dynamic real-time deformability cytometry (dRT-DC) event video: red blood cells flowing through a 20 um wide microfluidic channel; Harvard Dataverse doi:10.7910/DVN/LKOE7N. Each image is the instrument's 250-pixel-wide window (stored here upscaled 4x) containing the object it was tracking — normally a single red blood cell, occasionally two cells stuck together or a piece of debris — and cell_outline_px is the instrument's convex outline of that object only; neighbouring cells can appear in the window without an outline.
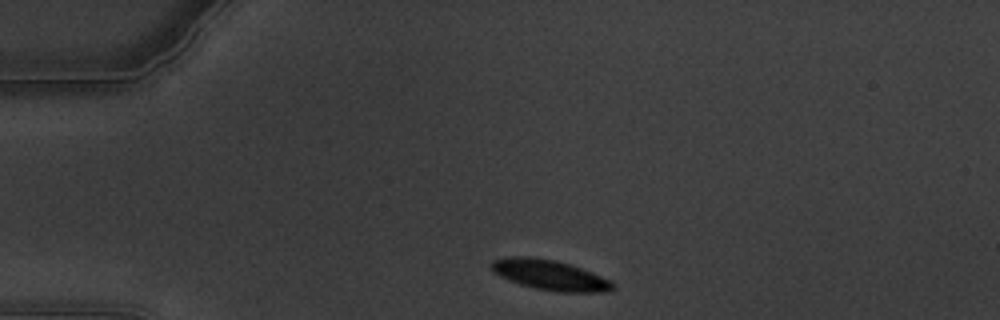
{"species": "common noctule bat (a hibernating species)", "species_latin": "Nyctalus noctula", "temperature_condition": "warm", "stored_images_in_passage": 50, "camera_frame_rate_fps": 3000, "um_per_image_px": 0.085, "animal": {"sex": "male", "body_mass_g": 19.5, "forearm_length_mm": 54.6}, "frame": {"image": 1, "passage_image": 2, "time_ms": 0.333, "image_size_px": [1000, 320], "cell_outline_px": [[616, 288], [608, 292], [560, 292], [532, 288], [520, 284], [500, 276], [488, 264], [492, 260], [512, 256], [528, 256], [556, 260], [592, 272], [616, 284]], "centroid_in_image_um": [46.75, 23.38], "position_along_channel_um": 38.3, "area_um2": 21.33}}
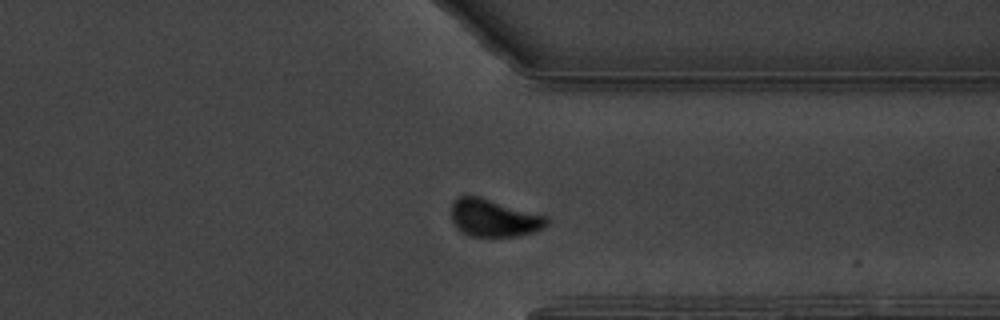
{"frame": {"image": 2, "passage_image": 36, "time_ms": 11.667, "image_size_px": [1000, 320], "cell_outline_px": [[548, 224], [532, 232], [516, 236], [472, 236], [456, 228], [452, 220], [452, 200], [456, 196], [480, 196], [548, 216]], "centroid_in_image_um": [41.96, 18.5], "position_along_channel_um": 369.4, "area_um2": 20.81}}
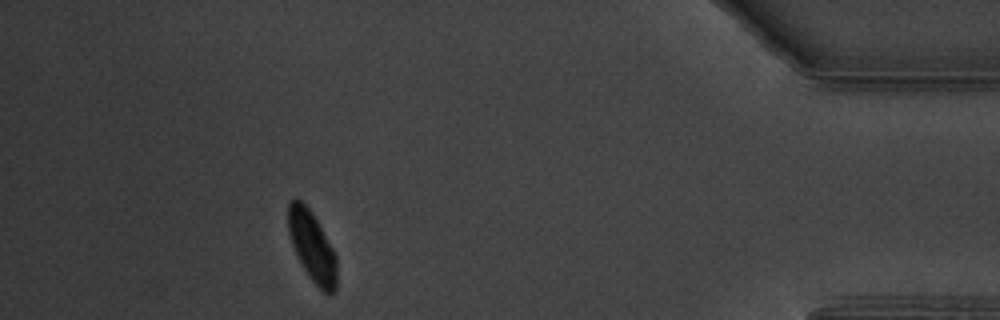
{"frame": {"image": 3, "passage_image": 44, "time_ms": 14.333, "image_size_px": [1000, 320], "cell_outline_px": [[336, 288], [332, 292], [324, 292], [312, 280], [304, 268], [292, 244], [288, 232], [288, 204], [292, 200], [300, 200], [312, 212], [332, 248], [336, 256]], "centroid_in_image_um": [26.52, 20.93], "position_along_channel_um": 408.7, "area_um2": 19.19}, "authors_computed_cell_mechanics": {"area_um2": 21.3282, "velocity_mm_per_s": 3.2728, "shape_relaxation_time_tau1_ms": 2.5773, "shape_relaxation_time_tau2_ms": null, "deformation_change_tau1": 0.1118, "deformation_change_tau2": null}}